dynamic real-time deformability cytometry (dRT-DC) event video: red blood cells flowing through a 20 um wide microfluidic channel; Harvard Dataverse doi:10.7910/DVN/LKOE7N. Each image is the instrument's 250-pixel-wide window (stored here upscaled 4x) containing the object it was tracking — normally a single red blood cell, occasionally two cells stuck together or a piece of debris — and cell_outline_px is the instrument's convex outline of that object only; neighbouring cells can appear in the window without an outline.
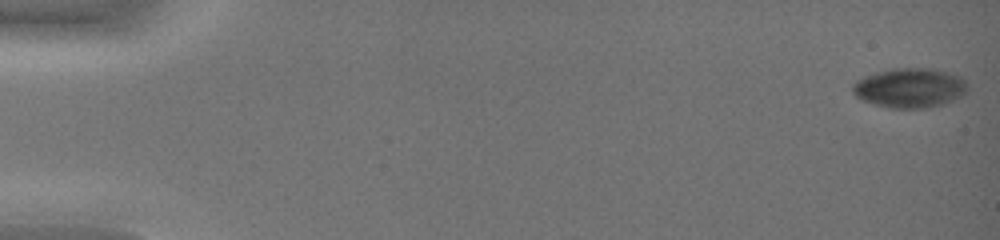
{"species": "common noctule bat (a hibernating species)", "species_latin": "Nyctalus noctula", "temperature_condition": "warm", "stored_images_in_passage": 47, "camera_frame_rate_fps": 3000, "um_per_image_px": 0.085, "animal": {"sex": "female", "body_mass_g": 19.0, "forearm_length_mm": 51.5}, "frame": {"image": 1, "passage_image": 1, "time_ms": 0.0, "image_size_px": [1000, 240], "cell_outline_px": [[968, 88], [960, 96], [952, 100], [940, 104], [924, 108], [888, 108], [860, 100], [852, 92], [852, 84], [856, 80], [864, 76], [876, 72], [892, 68], [932, 68], [960, 76], [964, 80]], "centroid_in_image_um": [77.27, 7.46], "position_along_channel_um": 7.7, "area_um2": 26.47}}
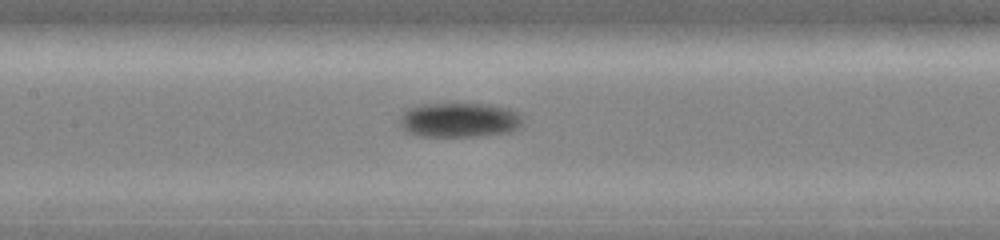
{"frame": {"image": 2, "passage_image": 25, "time_ms": 8.0, "image_size_px": [1000, 240], "cell_outline_px": [[524, 124], [520, 128], [508, 132], [480, 136], [416, 136], [404, 132], [400, 128], [400, 116], [408, 108], [424, 104], [492, 104], [508, 108], [520, 112], [524, 120]], "centroid_in_image_um": [39.07, 10.21], "position_along_channel_um": 168.3, "area_um2": 25.32}}
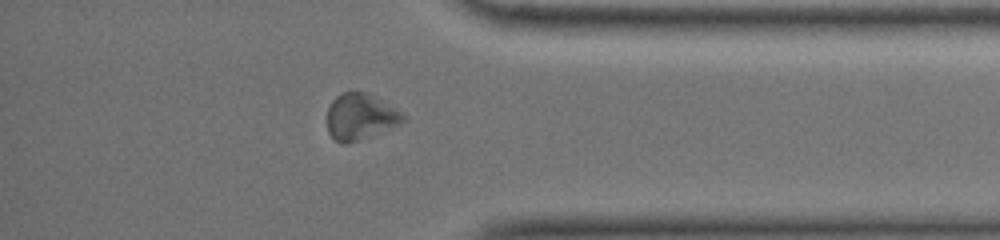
{"frame": {"image": 3, "passage_image": 42, "time_ms": 13.667, "image_size_px": [1000, 240], "cell_outline_px": [[408, 120], [400, 124], [368, 136], [344, 144], [340, 144], [328, 132], [328, 108], [332, 100], [340, 92], [368, 92], [404, 112], [408, 116]], "centroid_in_image_um": [30.67, 9.89], "position_along_channel_um": 404.5, "area_um2": 20.52}, "authors_computed_cell_mechanics": {"area_um2": 25.3164, "velocity_mm_per_s": 4.2022, "shape_relaxation_time_tau1_ms": 1.8028, "shape_relaxation_time_tau2_ms": null, "deformation_change_tau1": 0.0421, "deformation_change_tau2": null}}